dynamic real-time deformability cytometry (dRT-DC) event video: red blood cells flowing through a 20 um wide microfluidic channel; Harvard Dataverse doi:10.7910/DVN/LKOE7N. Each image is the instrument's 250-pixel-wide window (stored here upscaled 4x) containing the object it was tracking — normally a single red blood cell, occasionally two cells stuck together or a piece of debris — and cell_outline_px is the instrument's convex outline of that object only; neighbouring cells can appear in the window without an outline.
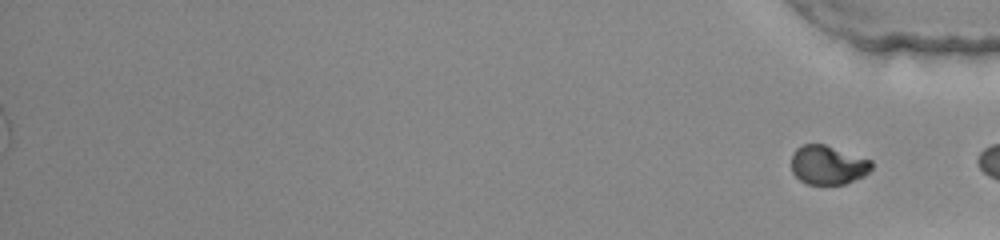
{"species": "common noctule bat (a hibernating species)", "species_latin": "Nyctalus noctula", "temperature_condition": "warm", "stored_images_in_passage": 50, "segment_of_instrument_passage": [2, 2], "camera_frame_rate_fps": 3000, "um_per_image_px": 0.085, "animal": {"sex": "female", "body_mass_g": 22.0, "forearm_length_mm": 56.7}, "frame": {"image": 1, "passage_image": 50, "time_ms": 16.333, "image_size_px": [1000, 240], "cell_outline_px": [[872, 168], [864, 176], [844, 184], [808, 184], [800, 180], [792, 172], [792, 156], [796, 148], [804, 144], [824, 144], [872, 160]], "centroid_in_image_um": [70.38, 14.02], "position_along_channel_um": 364.8, "area_um2": 18.15}}